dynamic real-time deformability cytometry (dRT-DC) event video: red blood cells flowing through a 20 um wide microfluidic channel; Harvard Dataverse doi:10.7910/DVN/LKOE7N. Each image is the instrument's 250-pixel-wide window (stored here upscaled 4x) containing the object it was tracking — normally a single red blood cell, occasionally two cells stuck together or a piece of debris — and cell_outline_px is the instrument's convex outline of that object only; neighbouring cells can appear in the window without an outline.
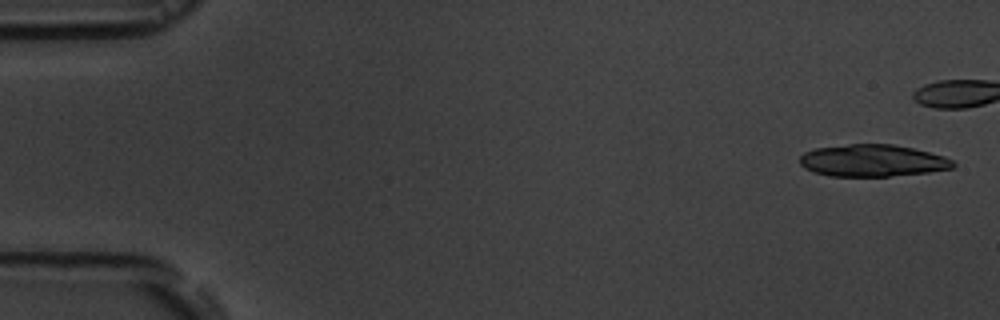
{"species": "common noctule bat (a hibernating species)", "species_latin": "Nyctalus noctula", "temperature_condition": "room temperature", "stored_images_in_passage": 5, "camera_frame_rate_fps": 3000, "um_per_image_px": 0.085, "animal": {"sex": "male", "body_mass_g": 19.5, "forearm_length_mm": 54.6}, "frame": {"image": 1, "passage_image": 1, "time_ms": 0.0, "image_size_px": [1000, 320], "cell_outline_px": [[956, 164], [952, 168], [928, 172], [888, 176], [828, 176], [812, 172], [804, 168], [800, 164], [800, 156], [804, 152], [816, 148], [848, 144], [892, 144], [912, 148], [944, 156], [952, 160]], "centroid_in_image_um": [74.13, 13.65], "position_along_channel_um": 10.9, "area_um2": 28.55}}